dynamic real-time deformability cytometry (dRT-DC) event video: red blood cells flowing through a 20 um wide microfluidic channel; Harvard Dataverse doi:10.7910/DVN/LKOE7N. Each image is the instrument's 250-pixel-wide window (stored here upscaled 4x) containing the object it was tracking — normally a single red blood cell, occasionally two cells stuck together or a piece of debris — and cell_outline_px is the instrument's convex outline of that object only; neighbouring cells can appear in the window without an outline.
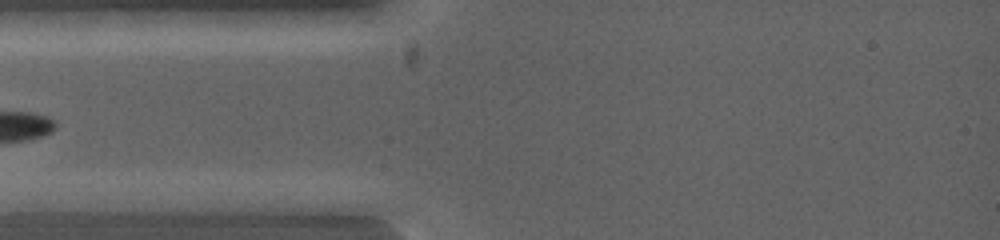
{"species": "common noctule bat (a hibernating species)", "species_latin": "Nyctalus noctula", "temperature_condition": "warm", "stored_images_in_passage": 3, "camera_frame_rate_fps": 5000, "um_per_image_px": 0.085, "animal": {"sex": "female", "body_mass_g": 19.0, "forearm_length_mm": 53.3}, "frame": {"image": 1, "passage_image": 1, "time_ms": 0.0, "image_size_px": [1000, 240], "cell_outline_px": [[308, 200], [304, 216], [296, 220], [172, 208], [164, 200], [212, 192], [280, 192]], "centroid_in_image_um": [20.82, 17.35], "position_along_channel_um": 64.2, "area_um2": 20.17}}